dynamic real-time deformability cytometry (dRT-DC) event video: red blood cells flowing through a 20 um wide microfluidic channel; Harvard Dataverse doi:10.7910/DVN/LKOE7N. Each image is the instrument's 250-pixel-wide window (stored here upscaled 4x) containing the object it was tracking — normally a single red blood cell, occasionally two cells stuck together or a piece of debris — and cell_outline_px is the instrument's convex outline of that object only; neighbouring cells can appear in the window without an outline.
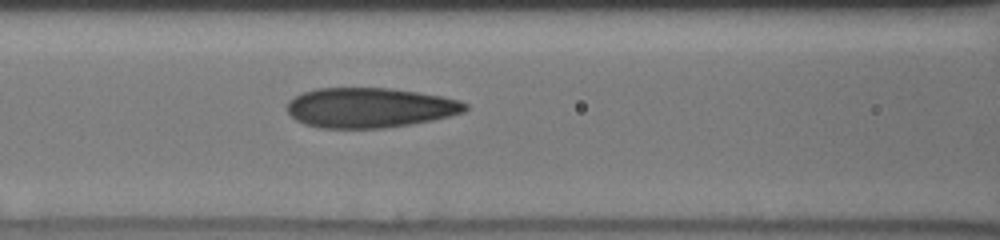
{"species": "human", "species_latin": "Homo sapiens", "temperature_condition": "cold", "stored_images_in_passage": 55, "camera_frame_rate_fps": 3000, "um_per_image_px": 0.085, "donor": {"sex": "male"}, "frame": {"image": 1, "passage_image": 17, "time_ms": 6.333, "image_size_px": [1000, 240], "cell_outline_px": [[468, 108], [464, 112], [432, 120], [412, 124], [384, 128], [320, 128], [304, 124], [296, 120], [288, 112], [288, 100], [304, 92], [316, 88], [392, 88], [440, 96], [460, 100], [468, 104]], "centroid_in_image_um": [31.43, 9.16], "position_along_channel_um": 135.2, "area_um2": 41.44}}
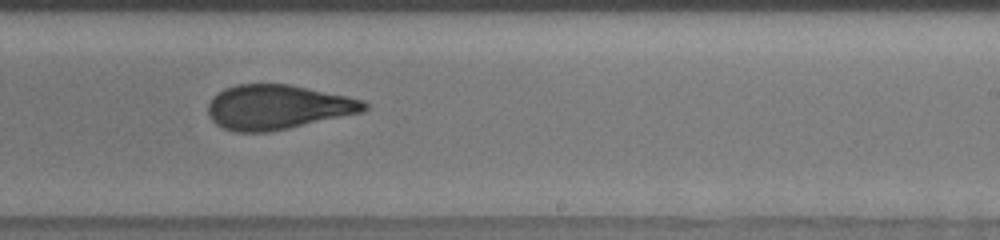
{"frame": {"image": 2, "passage_image": 34, "time_ms": 9.667, "image_size_px": [1000, 240], "cell_outline_px": [[368, 108], [364, 112], [288, 128], [268, 132], [236, 132], [224, 128], [216, 124], [208, 116], [208, 104], [212, 96], [224, 88], [236, 84], [288, 84], [348, 96], [364, 100], [368, 104]], "centroid_in_image_um": [23.59, 9.1], "position_along_channel_um": 265.4, "area_um2": 40.69}}
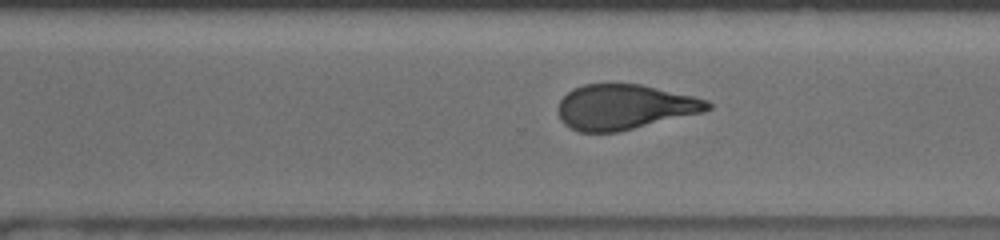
{"frame": {"image": 3, "passage_image": 42, "time_ms": 11.0, "image_size_px": [1000, 240], "cell_outline_px": [[712, 108], [704, 112], [616, 132], [580, 132], [564, 124], [560, 120], [556, 108], [560, 100], [572, 88], [584, 84], [640, 84], [692, 96], [708, 100], [712, 104]], "centroid_in_image_um": [53.05, 9.09], "position_along_channel_um": 317.5, "area_um2": 39.19}}